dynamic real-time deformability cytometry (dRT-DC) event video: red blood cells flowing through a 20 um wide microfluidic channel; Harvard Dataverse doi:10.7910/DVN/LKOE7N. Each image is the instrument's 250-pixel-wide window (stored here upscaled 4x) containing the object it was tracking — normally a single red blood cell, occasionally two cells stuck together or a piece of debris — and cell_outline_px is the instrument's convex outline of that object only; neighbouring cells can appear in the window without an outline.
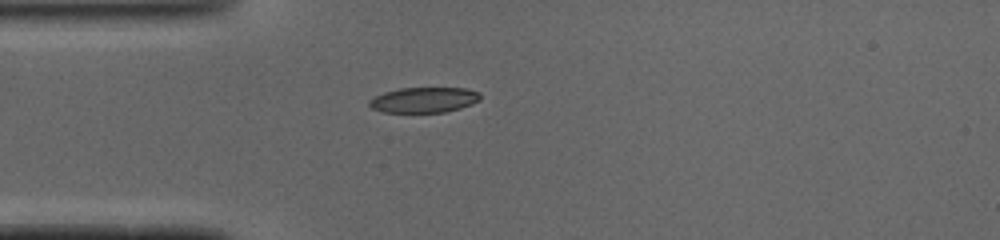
{"species": "common noctule bat (a hibernating species)", "species_latin": "Nyctalus noctula", "temperature_condition": "cold", "stored_images_in_passage": 37, "camera_frame_rate_fps": 3000, "um_per_image_px": 0.085, "animal": {"sex": "male", "body_mass_g": 19.0, "forearm_length_mm": 50.8}, "frame": {"image": 1, "passage_image": 1, "time_ms": 0.0, "image_size_px": [1000, 240], "cell_outline_px": [[480, 100], [472, 104], [460, 108], [444, 112], [384, 112], [372, 108], [368, 104], [368, 100], [384, 92], [400, 88], [464, 88], [480, 92]], "centroid_in_image_um": [36.04, 8.49], "position_along_channel_um": 49.0, "area_um2": 16.36}}
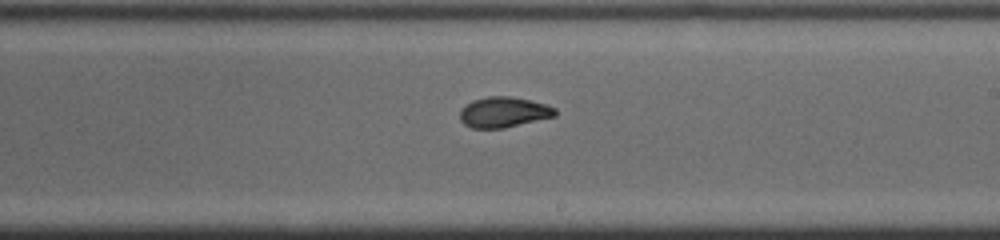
{"frame": {"image": 2, "passage_image": 16, "time_ms": 5.0, "image_size_px": [1000, 240], "cell_outline_px": [[556, 116], [504, 128], [472, 128], [464, 124], [460, 120], [460, 108], [472, 100], [488, 96], [508, 96], [528, 100], [544, 104], [556, 108]], "centroid_in_image_um": [42.78, 9.54], "position_along_channel_um": 246.2, "area_um2": 16.88}}
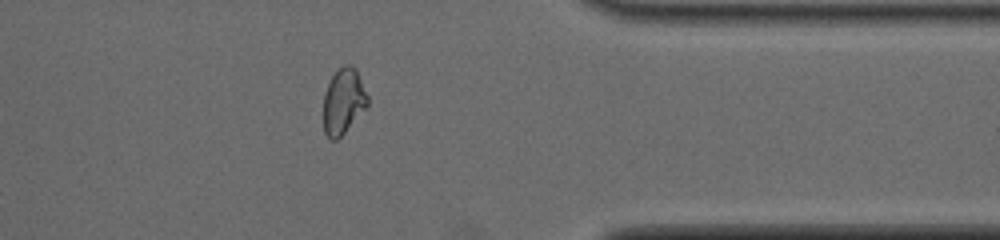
{"frame": {"image": 3, "passage_image": 27, "time_ms": 8.667, "image_size_px": [1000, 240], "cell_outline_px": [[368, 108], [336, 140], [332, 140], [324, 132], [324, 92], [332, 76], [344, 64], [352, 64], [356, 68], [368, 96]], "centroid_in_image_um": [29.22, 8.59], "position_along_channel_um": 382.2, "area_um2": 16.94}, "authors_computed_cell_mechanics": {"area_um2": 17.1666, "velocity_mm_per_s": 4.1094, "shape_relaxation_time_tau1_ms": 6.4345, "shape_relaxation_time_tau2_ms": 1.974, "deformation_change_tau1": 0.2173, "deformation_change_tau2": 0.0752}}